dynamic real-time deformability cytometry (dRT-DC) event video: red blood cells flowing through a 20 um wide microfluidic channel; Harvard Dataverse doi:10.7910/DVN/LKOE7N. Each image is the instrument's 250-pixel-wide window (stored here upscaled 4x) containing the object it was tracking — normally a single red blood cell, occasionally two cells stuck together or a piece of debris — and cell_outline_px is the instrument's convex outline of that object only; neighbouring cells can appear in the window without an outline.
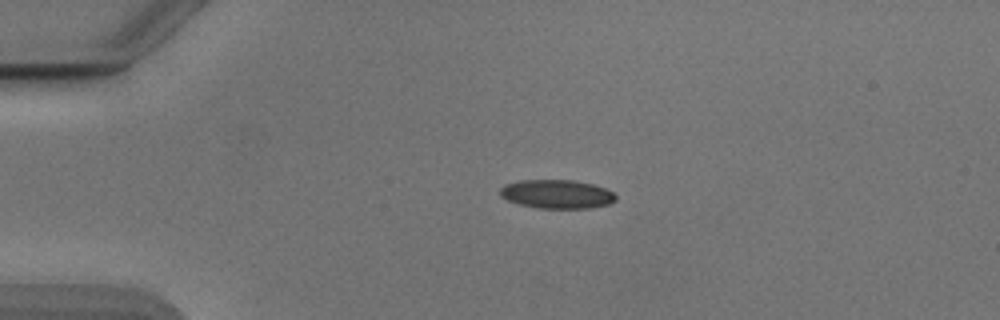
{"species": "Egyptian fruit bat (a non-hibernating species)", "species_latin": "Rousettus aegyptiacus", "temperature_condition": "cold", "stored_images_in_passage": 42, "camera_frame_rate_fps": 3000, "um_per_image_px": 0.085, "animal": {"sex": "male"}, "frame": {"image": 1, "passage_image": 1, "time_ms": 0.0, "image_size_px": [1000, 320], "cell_outline_px": [[616, 200], [608, 204], [592, 208], [540, 208], [520, 204], [508, 200], [500, 196], [500, 188], [504, 184], [520, 180], [572, 180], [592, 184], [604, 188], [612, 192], [616, 196]], "centroid_in_image_um": [47.32, 16.49], "position_along_channel_um": 37.7, "area_um2": 19.31}}
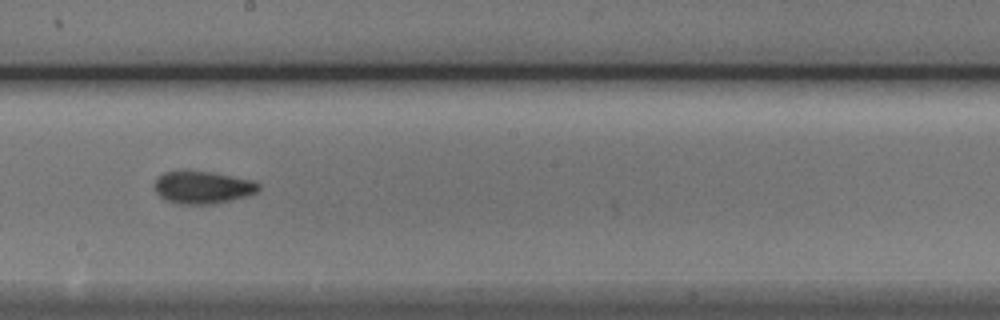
{"frame": {"image": 2, "passage_image": 19, "time_ms": 6.0, "image_size_px": [1000, 320], "cell_outline_px": [[260, 188], [256, 192], [232, 200], [212, 204], [180, 204], [164, 200], [156, 192], [156, 180], [164, 172], [208, 172], [252, 180], [260, 184]], "centroid_in_image_um": [17.24, 15.95], "position_along_channel_um": 231.0, "area_um2": 19.19}}
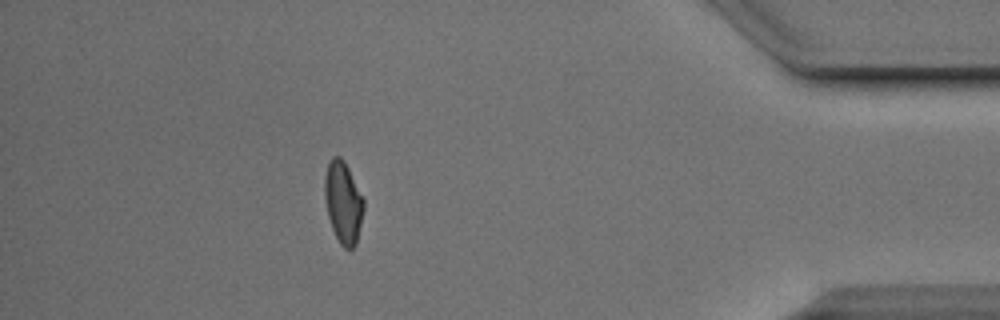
{"frame": {"image": 3, "passage_image": 36, "time_ms": 11.667, "image_size_px": [1000, 320], "cell_outline_px": [[364, 208], [356, 244], [352, 248], [344, 248], [340, 244], [332, 228], [328, 216], [324, 196], [324, 176], [328, 164], [332, 156], [340, 156], [344, 160], [364, 200]], "centroid_in_image_um": [29.16, 17.19], "position_along_channel_um": 406.0, "area_um2": 18.5}, "authors_computed_cell_mechanics": {"area_um2": 18.9295, "velocity_mm_per_s": 3.8898, "shape_relaxation_time_tau1_ms": 3.0171, "shape_relaxation_time_tau2_ms": 1.802, "deformation_change_tau1": 0.134, "deformation_change_tau2": 0.0826}}